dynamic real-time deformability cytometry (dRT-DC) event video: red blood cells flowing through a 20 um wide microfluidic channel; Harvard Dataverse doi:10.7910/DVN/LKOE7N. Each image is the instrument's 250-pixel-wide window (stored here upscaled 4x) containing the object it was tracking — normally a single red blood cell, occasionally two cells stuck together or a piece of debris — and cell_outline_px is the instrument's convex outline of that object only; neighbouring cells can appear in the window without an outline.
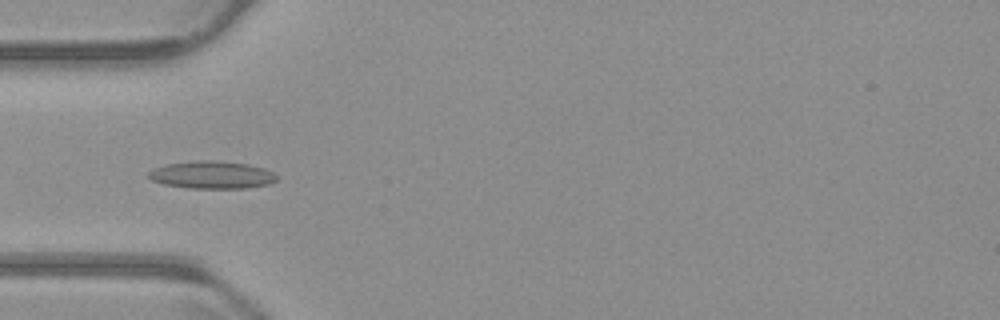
{"species": "common noctule bat (a hibernating species)", "species_latin": "Nyctalus noctula", "temperature_condition": "warm", "stored_images_in_passage": 38, "camera_frame_rate_fps": 3000, "um_per_image_px": 0.085, "animal": {"sex": "male", "body_mass_g": 23.1, "forearm_length_mm": 52.7}, "frame": {"image": 1, "passage_image": 1, "time_ms": 0.0, "image_size_px": [1000, 320], "cell_outline_px": [[280, 176], [276, 180], [268, 184], [248, 188], [188, 188], [164, 184], [152, 180], [148, 176], [148, 172], [152, 168], [164, 164], [196, 160], [216, 160], [248, 164], [264, 168]], "centroid_in_image_um": [18.0, 14.85], "position_along_channel_um": 67.0, "area_um2": 20.81}}
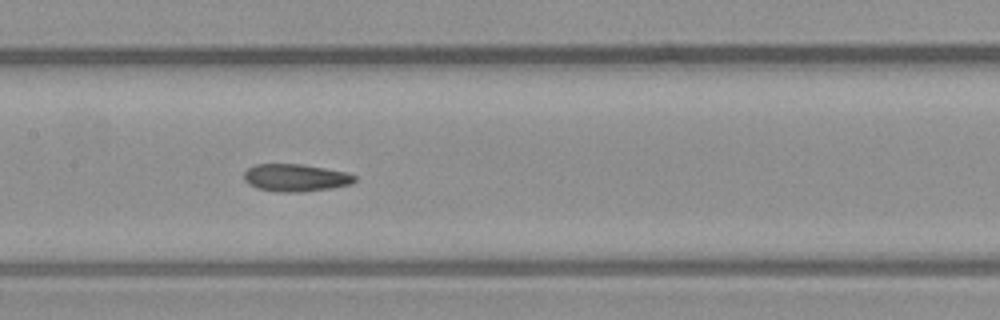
{"frame": {"image": 2, "passage_image": 10, "time_ms": 3.0, "image_size_px": [1000, 320], "cell_outline_px": [[356, 180], [352, 184], [332, 188], [304, 192], [276, 192], [256, 188], [248, 184], [244, 180], [244, 172], [248, 168], [256, 164], [304, 164], [348, 172], [356, 176]], "centroid_in_image_um": [25.14, 15.11], "position_along_channel_um": 182.3, "area_um2": 18.03}}
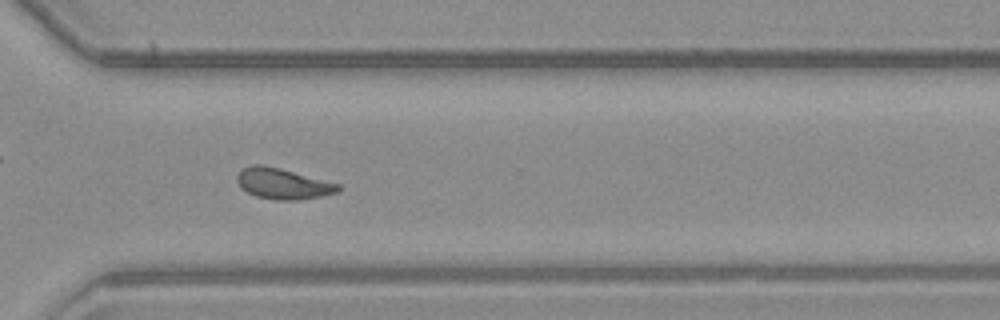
{"frame": {"image": 3, "passage_image": 23, "time_ms": 7.333, "image_size_px": [1000, 320], "cell_outline_px": [[340, 192], [300, 200], [276, 200], [256, 196], [240, 188], [236, 180], [236, 176], [240, 168], [252, 164], [264, 164], [280, 168], [340, 184]], "centroid_in_image_um": [24.0, 15.6], "position_along_channel_um": 346.6, "area_um2": 18.38}, "authors_computed_cell_mechanics": {"area_um2": 17.8024, "velocity_mm_per_s": 3.8049, "shape_relaxation_time_tau1_ms": null, "shape_relaxation_time_tau2_ms": 3.9387, "deformation_change_tau1": null, "deformation_change_tau2": 0.108}}